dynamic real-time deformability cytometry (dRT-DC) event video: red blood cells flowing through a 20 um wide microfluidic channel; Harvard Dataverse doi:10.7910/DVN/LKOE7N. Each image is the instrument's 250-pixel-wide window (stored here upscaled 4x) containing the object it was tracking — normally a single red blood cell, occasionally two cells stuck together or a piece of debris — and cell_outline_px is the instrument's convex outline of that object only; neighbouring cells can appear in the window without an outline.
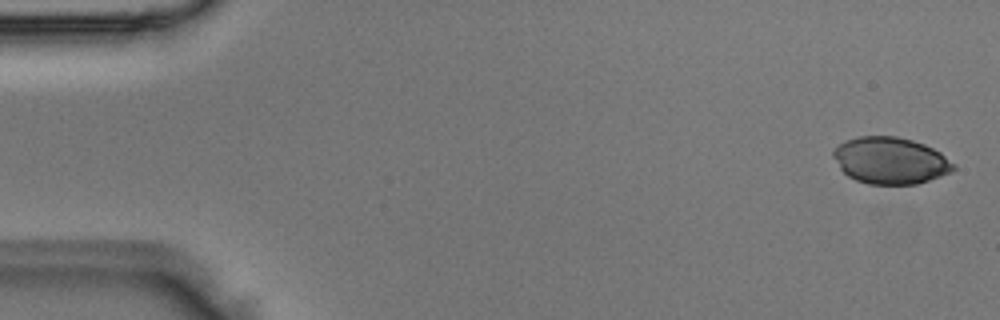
{"species": "Egyptian fruit bat (a non-hibernating species)", "species_latin": "Rousettus aegyptiacus", "temperature_condition": "room temperature", "stored_images_in_passage": 5, "camera_frame_rate_fps": 3000, "um_per_image_px": 0.085, "animal": {"sex": "male"}, "frame": {"image": 1, "passage_image": 1, "time_ms": 0.0, "image_size_px": [1000, 320], "cell_outline_px": [[956, 168], [940, 176], [916, 184], [868, 184], [856, 180], [848, 176], [840, 168], [832, 156], [832, 152], [840, 144], [848, 140], [860, 136], [896, 136], [912, 140], [924, 144], [940, 152], [956, 164]], "centroid_in_image_um": [75.69, 13.65], "position_along_channel_um": 9.3, "area_um2": 32.54}}
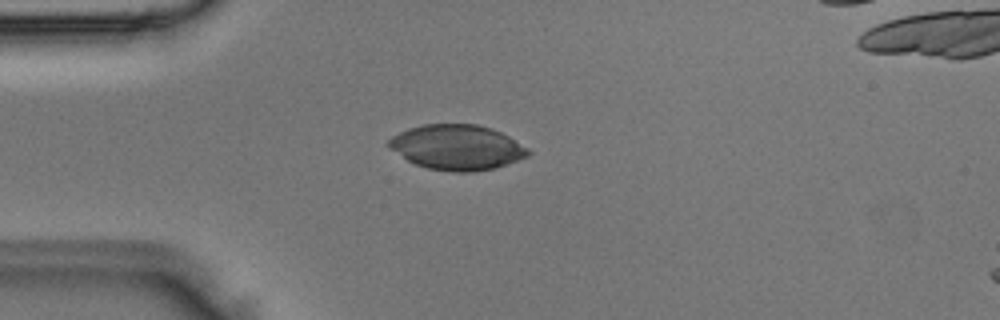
{"frame": {"image": 2, "passage_image": 4, "time_ms": 1.0, "image_size_px": [1000, 320], "cell_outline_px": [[532, 152], [528, 156], [492, 168], [472, 172], [456, 172], [428, 168], [416, 164], [408, 160], [388, 148], [388, 140], [392, 136], [408, 128], [424, 124], [476, 124], [492, 128], [508, 136], [528, 148]], "centroid_in_image_um": [38.83, 12.51], "position_along_channel_um": 46.2, "area_um2": 36.36}}